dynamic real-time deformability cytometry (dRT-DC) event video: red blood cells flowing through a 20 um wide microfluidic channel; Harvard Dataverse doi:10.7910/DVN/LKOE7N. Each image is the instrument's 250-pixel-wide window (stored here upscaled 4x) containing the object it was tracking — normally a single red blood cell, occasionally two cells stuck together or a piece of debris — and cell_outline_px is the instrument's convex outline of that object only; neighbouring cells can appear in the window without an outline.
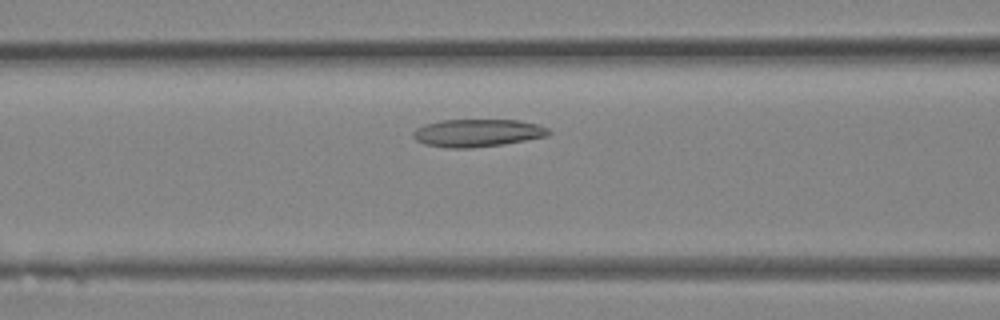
{"species": "Egyptian fruit bat (a non-hibernating species)", "species_latin": "Rousettus aegyptiacus", "temperature_condition": "room temperature", "stored_images_in_passage": 26, "camera_frame_rate_fps": 3000, "um_per_image_px": 0.085, "animal": {"sex": "female"}, "frame": {"image": 1, "passage_image": 9, "time_ms": 2.667, "image_size_px": [1000, 320], "cell_outline_px": [[552, 132], [548, 136], [504, 144], [472, 148], [448, 148], [424, 144], [416, 140], [412, 136], [412, 132], [416, 128], [424, 124], [440, 120], [516, 120], [536, 124], [548, 128]], "centroid_in_image_um": [40.56, 11.3], "position_along_channel_um": 126.0, "area_um2": 21.96}}
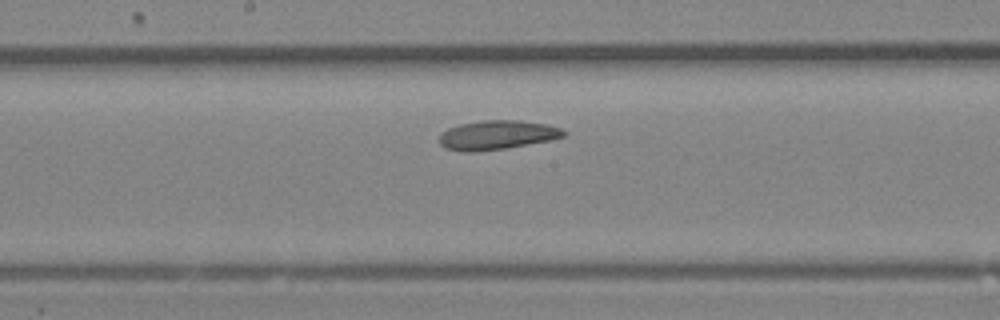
{"frame": {"image": 2, "passage_image": 13, "time_ms": 4.0, "image_size_px": [1000, 320], "cell_outline_px": [[568, 132], [564, 136], [548, 140], [504, 148], [472, 152], [468, 152], [444, 148], [440, 144], [440, 132], [448, 128], [460, 124], [484, 120], [520, 120], [548, 124], [560, 128]], "centroid_in_image_um": [42.23, 11.46], "position_along_channel_um": 206.0, "area_um2": 20.98}}
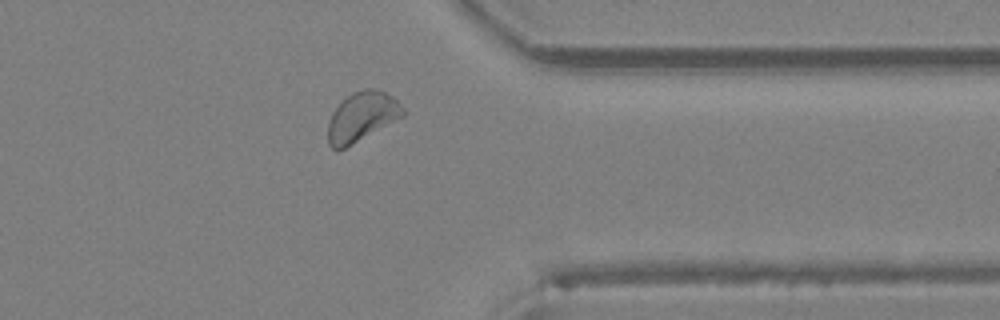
{"frame": {"image": 3, "passage_image": 22, "time_ms": 7.0, "image_size_px": [1000, 320], "cell_outline_px": [[404, 116], [344, 148], [336, 152], [328, 144], [328, 120], [332, 112], [352, 92], [364, 88], [372, 88], [384, 92], [392, 96], [404, 108]], "centroid_in_image_um": [30.74, 9.92], "position_along_channel_um": 380.7, "area_um2": 21.39}}